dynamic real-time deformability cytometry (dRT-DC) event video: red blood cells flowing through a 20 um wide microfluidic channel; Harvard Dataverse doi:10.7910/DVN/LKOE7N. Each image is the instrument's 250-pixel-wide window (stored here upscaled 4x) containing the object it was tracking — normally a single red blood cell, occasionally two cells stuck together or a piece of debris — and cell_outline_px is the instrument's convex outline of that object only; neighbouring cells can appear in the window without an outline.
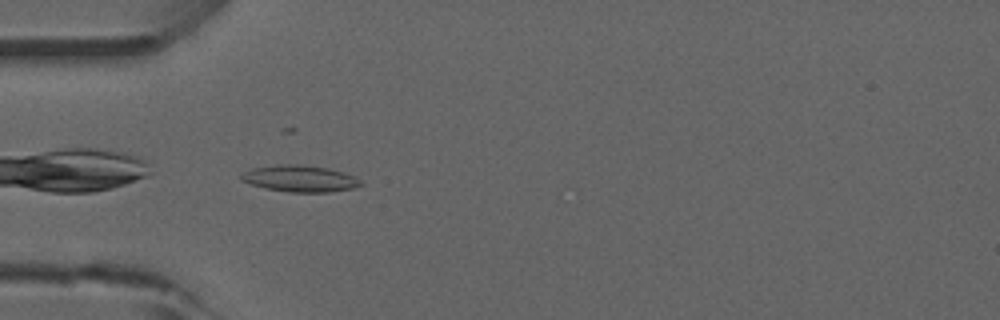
{"species": "common noctule bat (a hibernating species)", "species_latin": "Nyctalus noctula", "temperature_condition": "room temperature", "stored_images_in_passage": 24, "camera_frame_rate_fps": 3000, "um_per_image_px": 0.085, "animal": {"sex": "male", "forearm_length_mm": 52.5}, "frame": {"image": 1, "passage_image": 1, "time_ms": 0.0, "image_size_px": [1000, 320], "cell_outline_px": [[364, 184], [352, 188], [328, 192], [288, 192], [264, 188], [240, 180], [240, 172], [252, 168], [276, 164], [300, 164], [328, 168], [344, 172], [360, 180]], "centroid_in_image_um": [25.44, 15.17], "position_along_channel_um": 59.6, "area_um2": 18.61}}
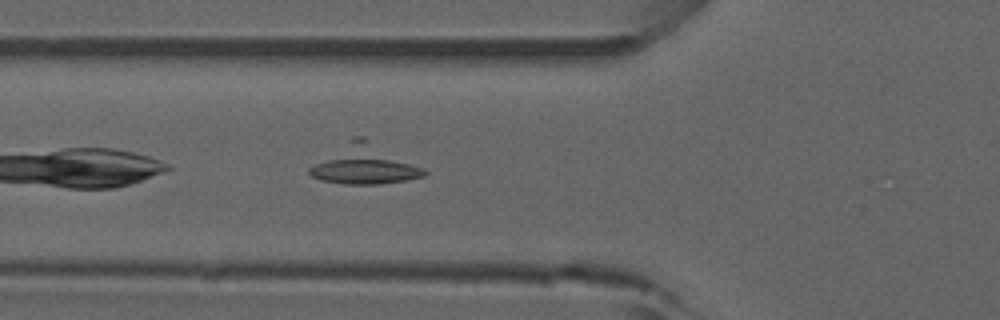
{"frame": {"image": 2, "passage_image": 4, "time_ms": 1.0, "image_size_px": [1000, 320], "cell_outline_px": [[428, 172], [424, 176], [404, 180], [380, 184], [344, 184], [320, 180], [312, 176], [308, 172], [308, 168], [352, 136], [364, 136], [424, 168]], "centroid_in_image_um": [30.97, 13.97], "position_along_channel_um": 94.8, "area_um2": 26.13}}
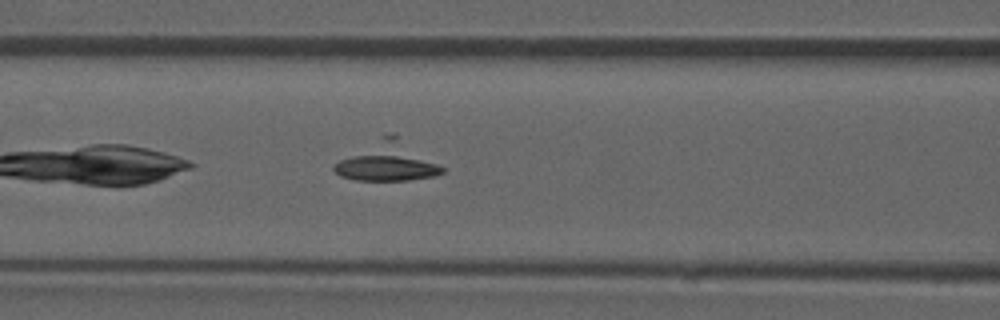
{"frame": {"image": 3, "passage_image": 7, "time_ms": 2.0, "image_size_px": [1000, 320], "cell_outline_px": [[444, 172], [436, 176], [408, 180], [352, 180], [340, 176], [332, 168], [332, 164], [388, 132], [392, 132], [444, 168]], "centroid_in_image_um": [32.9, 13.74], "position_along_channel_um": 133.7, "area_um2": 24.22}}